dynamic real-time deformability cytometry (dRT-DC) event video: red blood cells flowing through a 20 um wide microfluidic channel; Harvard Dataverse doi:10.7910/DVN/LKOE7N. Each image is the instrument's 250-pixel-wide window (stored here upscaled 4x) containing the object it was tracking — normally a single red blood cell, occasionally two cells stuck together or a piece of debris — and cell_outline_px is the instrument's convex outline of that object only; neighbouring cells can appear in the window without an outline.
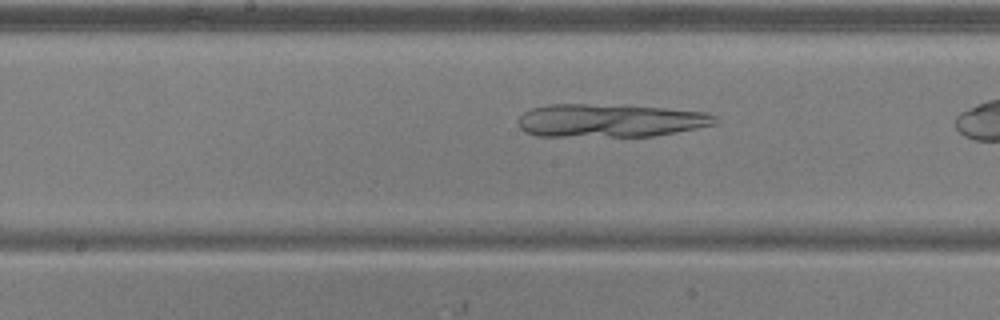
{"species": "common noctule bat (a hibernating species)", "species_latin": "Nyctalus noctula", "temperature_condition": "warm", "stored_images_in_passage": 24, "camera_frame_rate_fps": 3000, "um_per_image_px": 0.085, "animal": {"sex": "male", "body_mass_g": 20.5, "forearm_length_mm": 52.5}, "frame": {"image": 1, "passage_image": 21, "time_ms": 6.667, "image_size_px": [1000, 320], "cell_outline_px": [[720, 120], [716, 124], [696, 128], [652, 136], [536, 136], [524, 132], [520, 128], [516, 120], [524, 112], [532, 108], [548, 104], [588, 104], [664, 108], [708, 112], [716, 116]], "centroid_in_image_um": [51.83, 10.25], "position_along_channel_um": 196.4, "area_um2": 38.09}}